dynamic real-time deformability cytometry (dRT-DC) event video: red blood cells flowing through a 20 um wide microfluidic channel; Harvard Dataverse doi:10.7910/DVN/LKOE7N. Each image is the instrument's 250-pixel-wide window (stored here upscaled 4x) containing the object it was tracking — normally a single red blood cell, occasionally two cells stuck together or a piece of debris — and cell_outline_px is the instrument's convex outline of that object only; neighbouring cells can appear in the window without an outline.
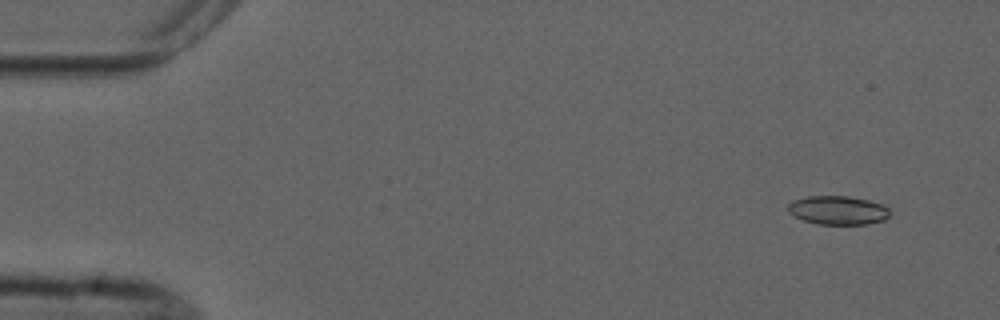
{"species": "common noctule bat (a hibernating species)", "species_latin": "Nyctalus noctula", "temperature_condition": "cold", "stored_images_in_passage": 5, "camera_frame_rate_fps": 3000, "um_per_image_px": 0.085, "animal": {"sex": "male", "forearm_length_mm": 52.5}, "frame": {"image": 1, "passage_image": 2, "time_ms": 1.0, "image_size_px": [1000, 320], "cell_outline_px": [[888, 216], [884, 220], [868, 224], [816, 224], [804, 220], [788, 212], [788, 204], [792, 200], [808, 196], [848, 196], [868, 200], [884, 204], [888, 208]], "centroid_in_image_um": [71.22, 17.86], "position_along_channel_um": 13.8, "area_um2": 17.05}}